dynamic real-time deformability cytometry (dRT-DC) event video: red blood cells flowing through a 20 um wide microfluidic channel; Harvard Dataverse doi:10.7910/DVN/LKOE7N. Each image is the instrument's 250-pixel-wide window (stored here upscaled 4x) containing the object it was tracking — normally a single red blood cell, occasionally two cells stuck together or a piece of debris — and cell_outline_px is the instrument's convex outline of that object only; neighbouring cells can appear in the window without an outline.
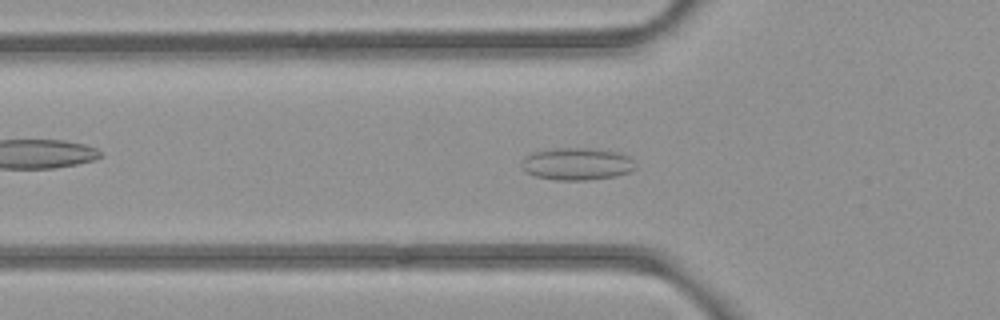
{"species": "common noctule bat (a hibernating species)", "species_latin": "Nyctalus noctula", "temperature_condition": "room temperature", "stored_images_in_passage": 53, "camera_frame_rate_fps": 3000, "um_per_image_px": 0.085, "animal": {"sex": "female", "body_mass_g": 21.9}, "frame": {"image": 1, "passage_image": 17, "time_ms": 5.333, "image_size_px": [1000, 320], "cell_outline_px": [[636, 168], [628, 172], [616, 176], [588, 180], [556, 180], [536, 176], [528, 172], [520, 164], [524, 156], [532, 152], [556, 148], [588, 148], [620, 152], [628, 156], [632, 160]], "centroid_in_image_um": [49.04, 13.93], "position_along_channel_um": 76.8, "area_um2": 21.39}}
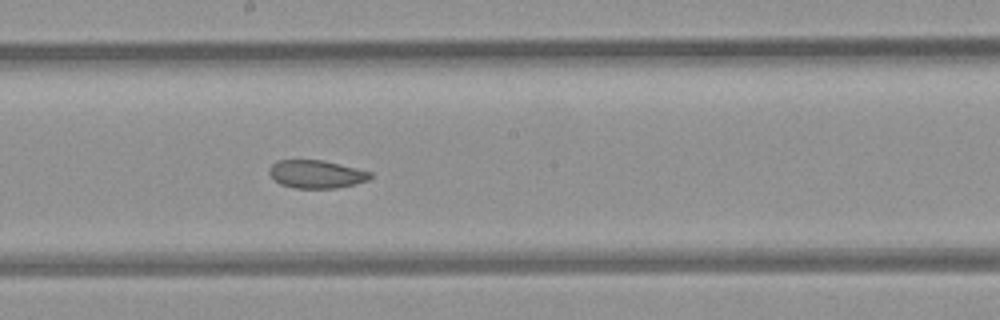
{"frame": {"image": 2, "passage_image": 28, "time_ms": 9.0, "image_size_px": [1000, 320], "cell_outline_px": [[372, 176], [368, 180], [336, 188], [292, 188], [280, 184], [268, 172], [268, 168], [276, 160], [324, 160], [372, 172]], "centroid_in_image_um": [26.86, 14.79], "position_along_channel_um": 221.3, "area_um2": 16.47}}
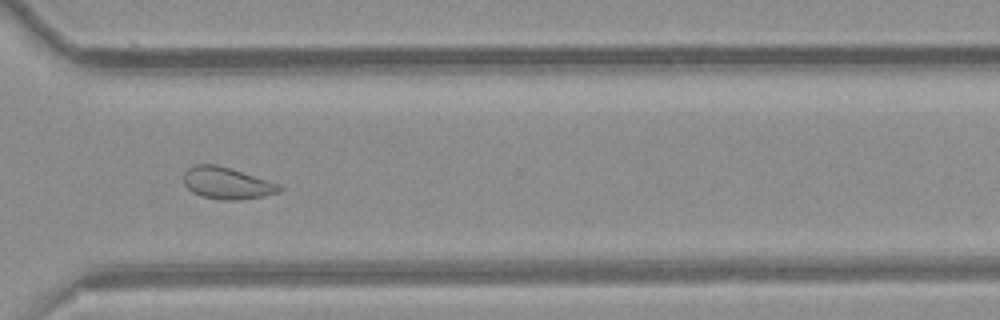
{"frame": {"image": 3, "passage_image": 38, "time_ms": 12.333, "image_size_px": [1000, 320], "cell_outline_px": [[284, 188], [276, 192], [264, 196], [240, 200], [220, 200], [200, 196], [192, 192], [184, 184], [184, 172], [192, 164], [216, 164], [284, 184]], "centroid_in_image_um": [19.31, 15.56], "position_along_channel_um": 351.3, "area_um2": 18.09}, "authors_computed_cell_mechanics": {"area_um2": 19.7098, "velocity_mm_per_s": 3.9133, "shape_relaxation_time_tau1_ms": null, "shape_relaxation_time_tau2_ms": 2.2149, "deformation_change_tau1": null, "deformation_change_tau2": 0.0759}}